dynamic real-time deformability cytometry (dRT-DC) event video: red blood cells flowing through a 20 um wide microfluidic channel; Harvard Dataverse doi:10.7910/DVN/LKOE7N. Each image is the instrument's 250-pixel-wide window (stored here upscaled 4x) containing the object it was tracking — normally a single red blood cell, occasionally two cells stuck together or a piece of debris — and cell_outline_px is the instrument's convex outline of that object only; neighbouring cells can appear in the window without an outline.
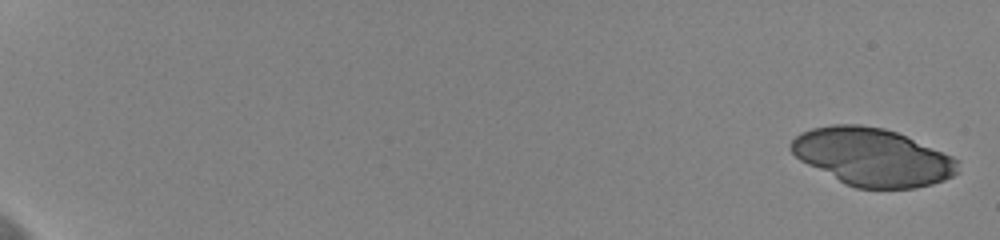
{"species": "human", "species_latin": "Homo sapiens", "temperature_condition": "cold", "stored_images_in_passage": 51, "camera_frame_rate_fps": 3000, "um_per_image_px": 0.085, "donor": {"sex": "female"}, "frame": {"image": 1, "passage_image": 1, "time_ms": 0.0, "image_size_px": [1000, 240], "cell_outline_px": [[960, 172], [944, 180], [932, 184], [916, 188], [856, 188], [844, 184], [800, 160], [788, 148], [788, 144], [800, 132], [812, 128], [832, 124], [860, 124], [884, 128], [896, 132], [952, 156], [960, 160]], "centroid_in_image_um": [74.15, 13.34], "position_along_channel_um": 10.8, "area_um2": 56.24}}
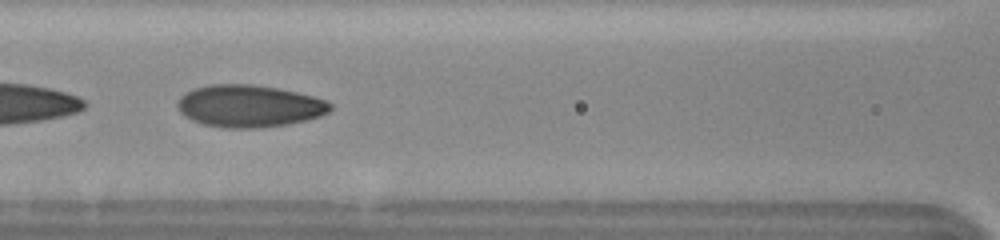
{"frame": {"image": 2, "passage_image": 25, "time_ms": 8.0, "image_size_px": [1000, 240], "cell_outline_px": [[332, 108], [328, 112], [320, 116], [308, 120], [288, 124], [260, 128], [224, 128], [204, 124], [192, 120], [180, 112], [176, 104], [180, 96], [192, 88], [208, 84], [252, 84], [280, 88], [312, 96], [324, 100], [332, 104]], "centroid_in_image_um": [21.17, 9.01], "position_along_channel_um": 145.4, "area_um2": 37.8}, "authors_computed_cell_mechanics": {"area_um2": 37.1076, "velocity_mm_per_s": 3.6506, "shape_relaxation_time_tau1_ms": 5.6232, "shape_relaxation_time_tau2_ms": 1.1275, "deformation_change_tau1": 0.17, "deformation_change_tau2": 0.0566}}